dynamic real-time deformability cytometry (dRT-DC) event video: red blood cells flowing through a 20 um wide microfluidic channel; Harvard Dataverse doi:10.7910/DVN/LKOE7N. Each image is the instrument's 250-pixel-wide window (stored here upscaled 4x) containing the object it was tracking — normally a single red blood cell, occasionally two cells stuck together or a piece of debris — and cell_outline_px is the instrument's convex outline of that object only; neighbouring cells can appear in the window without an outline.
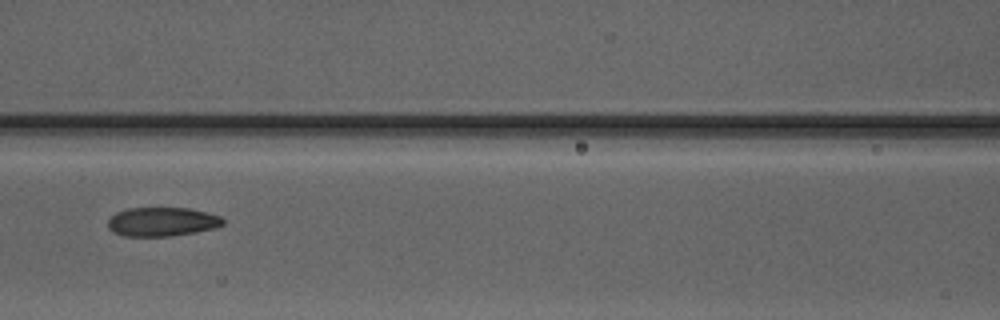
{"species": "Egyptian fruit bat (a non-hibernating species)", "species_latin": "Rousettus aegyptiacus", "temperature_condition": "warm", "stored_images_in_passage": 3, "camera_frame_rate_fps": 3000, "um_per_image_px": 0.085, "animal": {"sex": "male"}, "frame": {"image": 1, "passage_image": 3, "time_ms": 2.333, "image_size_px": [1000, 320], "cell_outline_px": [[224, 224], [216, 228], [172, 236], [124, 236], [112, 232], [108, 228], [108, 220], [116, 212], [128, 208], [188, 208], [208, 212], [220, 216], [224, 220]], "centroid_in_image_um": [13.78, 18.85], "position_along_channel_um": 152.8, "area_um2": 19.54}}